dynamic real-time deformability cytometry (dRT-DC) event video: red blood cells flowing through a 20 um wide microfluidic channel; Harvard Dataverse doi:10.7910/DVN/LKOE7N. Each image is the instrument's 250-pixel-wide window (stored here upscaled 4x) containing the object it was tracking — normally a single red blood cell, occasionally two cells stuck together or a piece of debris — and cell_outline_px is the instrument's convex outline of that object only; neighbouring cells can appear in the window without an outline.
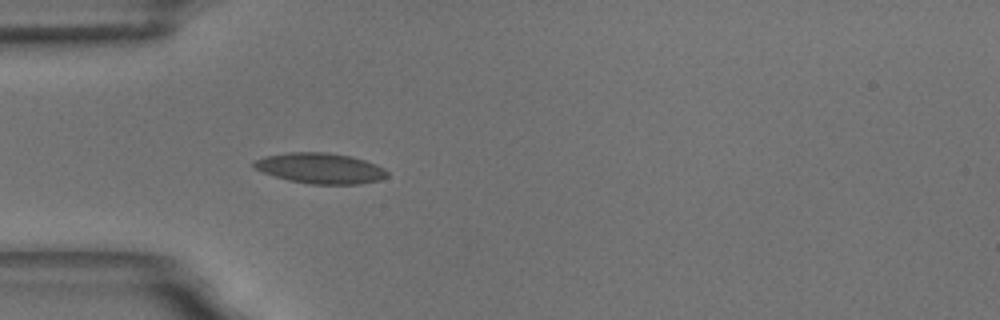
{"species": "common noctule bat (a hibernating species)", "species_latin": "Nyctalus noctula", "temperature_condition": "room temperature", "stored_images_in_passage": 1, "camera_frame_rate_fps": 3000, "um_per_image_px": 0.085, "animal": {"sex": "male", "body_mass_g": 18.8}, "frame": {"image": 1, "passage_image": 1, "time_ms": 0.0, "image_size_px": [1000, 320], "cell_outline_px": [[388, 176], [380, 180], [360, 184], [308, 184], [288, 180], [264, 172], [256, 168], [252, 164], [256, 160], [264, 156], [288, 152], [328, 152], [352, 156], [376, 164], [384, 168], [388, 172]], "centroid_in_image_um": [27.26, 14.3], "position_along_channel_um": 57.7, "area_um2": 23.76}}